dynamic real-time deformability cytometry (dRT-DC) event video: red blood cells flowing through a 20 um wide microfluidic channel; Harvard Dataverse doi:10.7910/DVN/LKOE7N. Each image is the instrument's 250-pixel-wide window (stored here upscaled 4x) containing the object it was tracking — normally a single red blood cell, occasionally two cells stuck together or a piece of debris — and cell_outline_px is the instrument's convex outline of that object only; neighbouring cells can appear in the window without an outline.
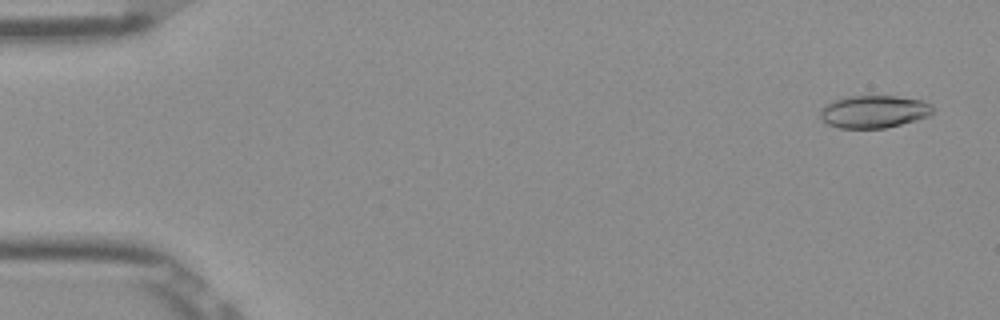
{"species": "Egyptian fruit bat (a non-hibernating species)", "species_latin": "Rousettus aegyptiacus", "temperature_condition": "room temperature", "stored_images_in_passage": 53, "camera_frame_rate_fps": 3000, "um_per_image_px": 0.085, "frame": {"image": 1, "passage_image": 3, "time_ms": 0.667, "image_size_px": [1000, 320], "cell_outline_px": [[936, 112], [928, 116], [916, 120], [884, 128], [840, 128], [828, 124], [820, 116], [820, 108], [832, 100], [848, 96], [896, 96], [920, 100], [932, 104]], "centroid_in_image_um": [74.29, 9.48], "position_along_channel_um": 10.7, "area_um2": 21.44}}
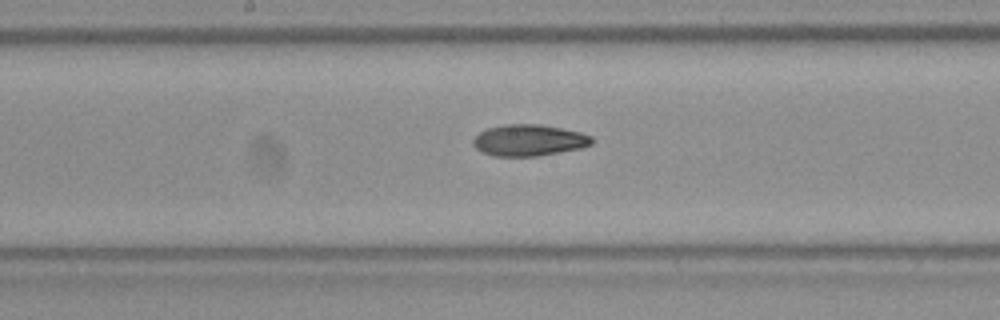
{"frame": {"image": 2, "passage_image": 28, "time_ms": 9.0, "image_size_px": [1000, 320], "cell_outline_px": [[592, 144], [580, 148], [560, 152], [536, 156], [492, 156], [480, 152], [472, 144], [472, 140], [480, 132], [488, 128], [504, 124], [540, 124], [580, 132], [592, 136]], "centroid_in_image_um": [44.92, 11.92], "position_along_channel_um": 203.3, "area_um2": 21.73}}
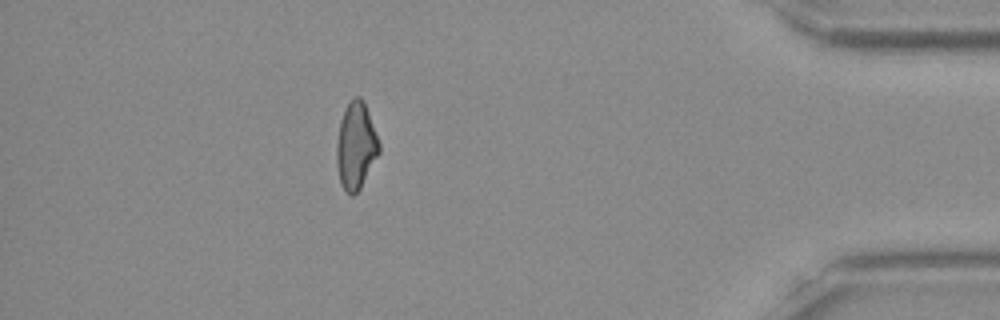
{"frame": {"image": 3, "passage_image": 47, "time_ms": 15.333, "image_size_px": [1000, 320], "cell_outline_px": [[380, 152], [360, 188], [352, 196], [344, 192], [340, 184], [336, 164], [336, 144], [340, 120], [348, 104], [356, 96], [360, 96], [364, 100], [380, 144]], "centroid_in_image_um": [30.24, 12.43], "position_along_channel_um": 405.0, "area_um2": 21.56}, "authors_computed_cell_mechanics": {"area_um2": 21.5016, "velocity_mm_per_s": 3.9025, "shape_relaxation_time_tau1_ms": 11.1817, "shape_relaxation_time_tau2_ms": 2.4213, "deformation_change_tau1": 0.2473, "deformation_change_tau2": 0.0841}}